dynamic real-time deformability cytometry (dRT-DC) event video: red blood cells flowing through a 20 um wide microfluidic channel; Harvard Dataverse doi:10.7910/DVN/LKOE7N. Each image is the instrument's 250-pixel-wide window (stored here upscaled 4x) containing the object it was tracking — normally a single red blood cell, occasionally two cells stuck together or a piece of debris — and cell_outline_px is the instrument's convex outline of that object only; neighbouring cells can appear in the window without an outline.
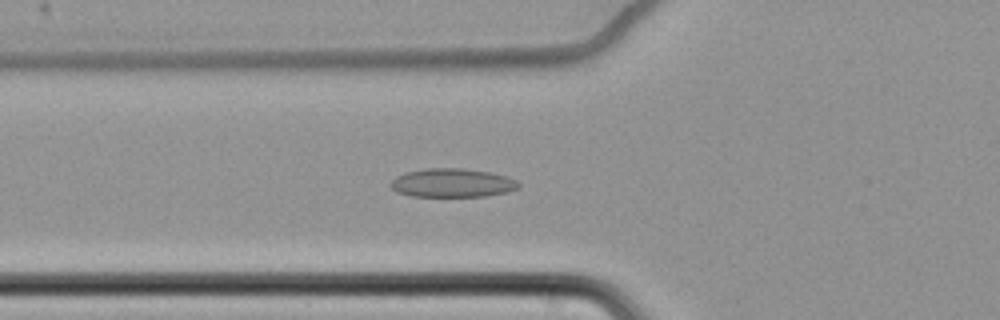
{"species": "common noctule bat (a hibernating species)", "species_latin": "Nyctalus noctula", "temperature_condition": "cold", "stored_images_in_passage": 65, "camera_frame_rate_fps": 3000, "um_per_image_px": 0.085, "animal": {"sex": "female", "body_mass_g": 22.7, "forearm_length_mm": 54.2}, "frame": {"image": 1, "passage_image": 27, "time_ms": 8.667, "image_size_px": [1000, 320], "cell_outline_px": [[520, 188], [508, 192], [484, 196], [412, 196], [396, 192], [392, 188], [392, 180], [396, 176], [404, 172], [424, 168], [464, 168], [488, 172], [508, 176], [516, 180], [520, 184]], "centroid_in_image_um": [38.46, 15.54], "position_along_channel_um": 87.3, "area_um2": 21.5}}
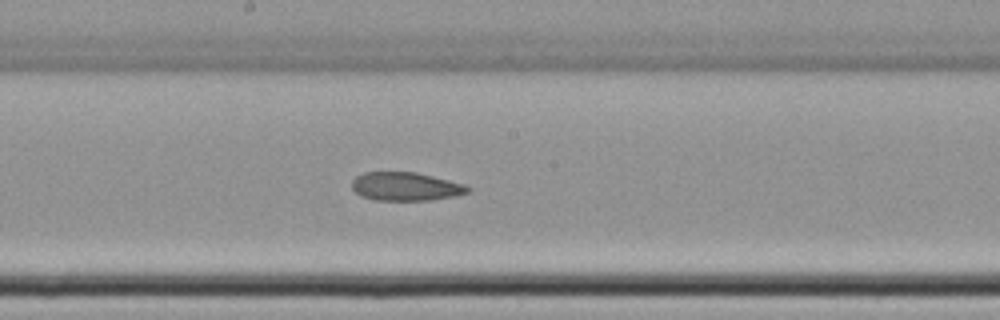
{"frame": {"image": 2, "passage_image": 38, "time_ms": 12.333, "image_size_px": [1000, 320], "cell_outline_px": [[472, 192], [456, 196], [432, 200], [372, 200], [360, 196], [352, 188], [352, 180], [356, 176], [364, 172], [416, 172], [464, 184], [472, 188]], "centroid_in_image_um": [34.5, 15.86], "position_along_channel_um": 213.7, "area_um2": 19.42}}
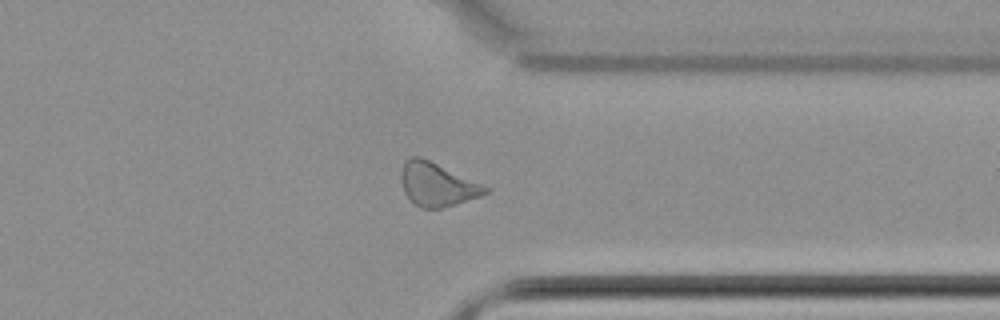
{"frame": {"image": 3, "passage_image": 52, "time_ms": 17.0, "image_size_px": [1000, 320], "cell_outline_px": [[492, 188], [488, 192], [480, 196], [456, 204], [440, 208], [420, 208], [412, 204], [404, 192], [400, 180], [400, 172], [404, 160], [412, 156], [420, 156]], "centroid_in_image_um": [37.12, 15.68], "position_along_channel_um": 374.3, "area_um2": 21.56}}